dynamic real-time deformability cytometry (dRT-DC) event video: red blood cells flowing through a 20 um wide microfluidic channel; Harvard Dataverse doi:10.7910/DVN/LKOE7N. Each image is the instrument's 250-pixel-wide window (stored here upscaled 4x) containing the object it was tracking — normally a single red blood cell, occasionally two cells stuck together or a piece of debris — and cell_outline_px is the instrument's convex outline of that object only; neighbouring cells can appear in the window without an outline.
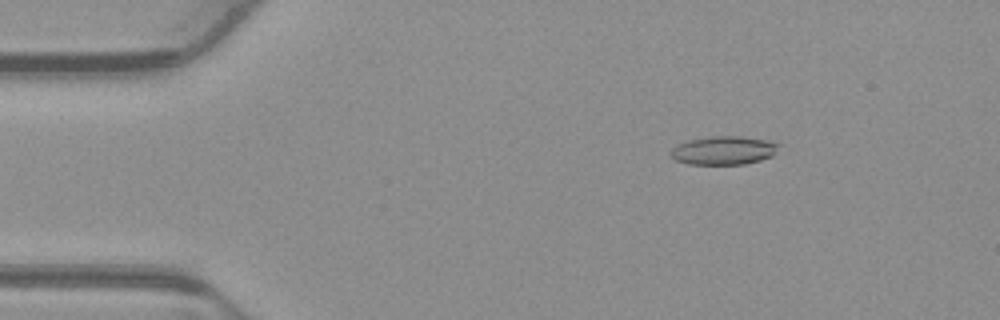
{"species": "common noctule bat (a hibernating species)", "species_latin": "Nyctalus noctula", "temperature_condition": "warm", "stored_images_in_passage": 53, "camera_frame_rate_fps": 3000, "um_per_image_px": 0.085, "animal": {"sex": "male", "body_mass_g": 23.1, "forearm_length_mm": 52.7}, "frame": {"image": 1, "passage_image": 8, "time_ms": 2.333, "image_size_px": [1000, 320], "cell_outline_px": [[780, 144], [772, 156], [760, 160], [744, 164], [688, 164], [676, 160], [668, 152], [676, 144], [688, 140], [712, 136], [740, 136], [764, 140]], "centroid_in_image_um": [61.46, 12.78], "position_along_channel_um": 23.5, "area_um2": 17.86}}
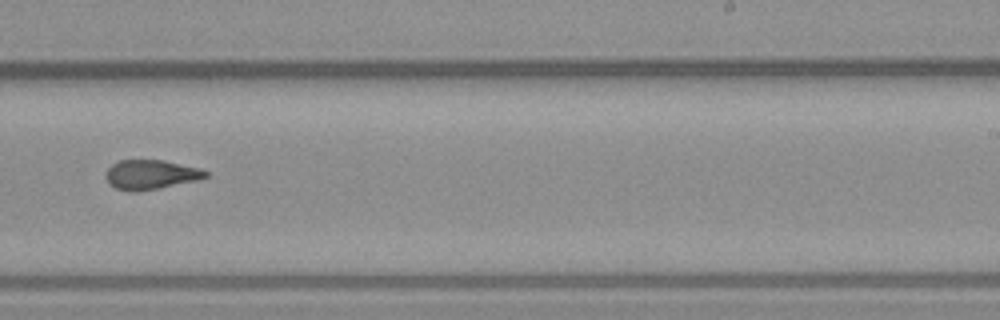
{"frame": {"image": 2, "passage_image": 33, "time_ms": 10.667, "image_size_px": [1000, 320], "cell_outline_px": [[208, 176], [200, 180], [160, 188], [136, 192], [128, 192], [116, 188], [108, 184], [104, 176], [108, 168], [112, 164], [120, 160], [164, 160], [200, 168], [208, 172]], "centroid_in_image_um": [12.81, 14.85], "position_along_channel_um": 276.2, "area_um2": 17.46}}
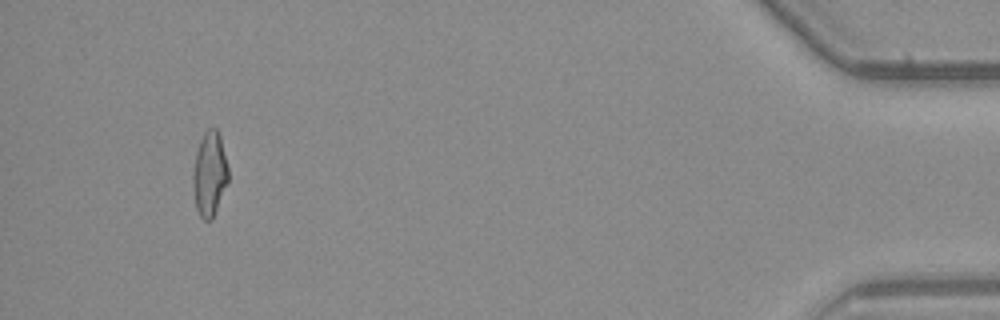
{"frame": {"image": 3, "passage_image": 50, "time_ms": 16.333, "image_size_px": [1000, 320], "cell_outline_px": [[228, 184], [212, 220], [204, 220], [200, 216], [196, 208], [192, 180], [192, 176], [196, 152], [200, 140], [204, 132], [208, 128], [216, 128], [220, 136], [228, 168]], "centroid_in_image_um": [17.82, 14.8], "position_along_channel_um": 417.4, "area_um2": 17.46}, "authors_computed_cell_mechanics": {"area_um2": 17.6868, "velocity_mm_per_s": 3.8822, "shape_relaxation_time_tau1_ms": 9.1744, "shape_relaxation_time_tau2_ms": 1.9162, "deformation_change_tau1": 0.239, "deformation_change_tau2": 0.1065}}